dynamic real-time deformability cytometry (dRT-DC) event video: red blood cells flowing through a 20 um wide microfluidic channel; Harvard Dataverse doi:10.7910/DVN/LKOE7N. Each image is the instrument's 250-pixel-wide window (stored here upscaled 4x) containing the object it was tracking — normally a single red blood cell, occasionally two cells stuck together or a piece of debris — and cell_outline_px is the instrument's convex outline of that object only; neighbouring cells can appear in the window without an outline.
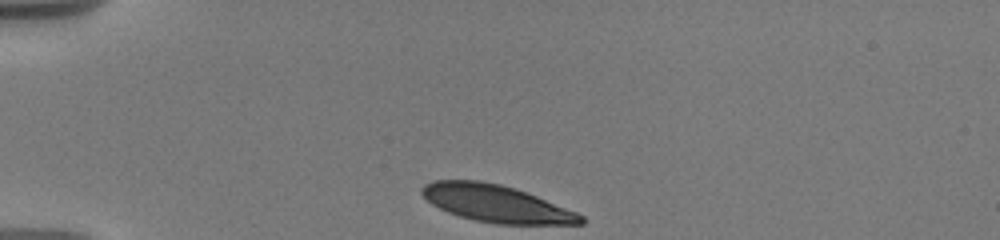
{"species": "human", "species_latin": "Homo sapiens", "temperature_condition": "warm", "stored_images_in_passage": 9, "camera_frame_rate_fps": 3000, "um_per_image_px": 0.085, "donor": {"sex": "male"}, "frame": {"image": 1, "passage_image": 1, "time_ms": 0.0, "image_size_px": [1000, 240], "cell_outline_px": [[584, 224], [496, 224], [476, 220], [460, 216], [448, 212], [432, 204], [420, 192], [420, 188], [424, 184], [432, 180], [480, 180], [500, 184], [536, 196], [576, 212], [584, 216]], "centroid_in_image_um": [42.15, 17.3], "position_along_channel_um": 42.9, "area_um2": 34.1}}
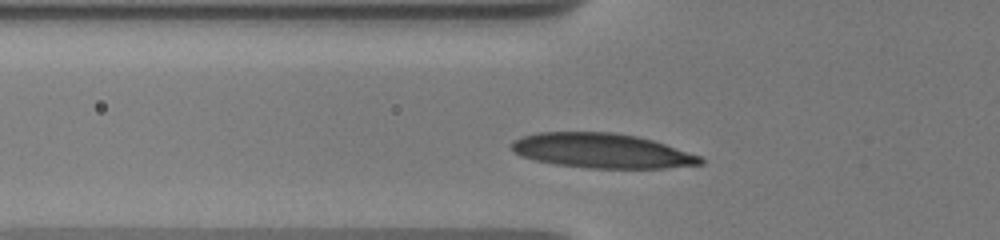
{"frame": {"image": 2, "passage_image": 7, "time_ms": 2.0, "image_size_px": [1000, 240], "cell_outline_px": [[704, 164], [664, 168], [588, 168], [556, 164], [536, 160], [520, 156], [512, 152], [512, 140], [536, 132], [612, 132], [636, 136], [652, 140], [700, 156], [704, 160]], "centroid_in_image_um": [51.13, 12.81], "position_along_channel_um": 74.7, "area_um2": 38.03}}